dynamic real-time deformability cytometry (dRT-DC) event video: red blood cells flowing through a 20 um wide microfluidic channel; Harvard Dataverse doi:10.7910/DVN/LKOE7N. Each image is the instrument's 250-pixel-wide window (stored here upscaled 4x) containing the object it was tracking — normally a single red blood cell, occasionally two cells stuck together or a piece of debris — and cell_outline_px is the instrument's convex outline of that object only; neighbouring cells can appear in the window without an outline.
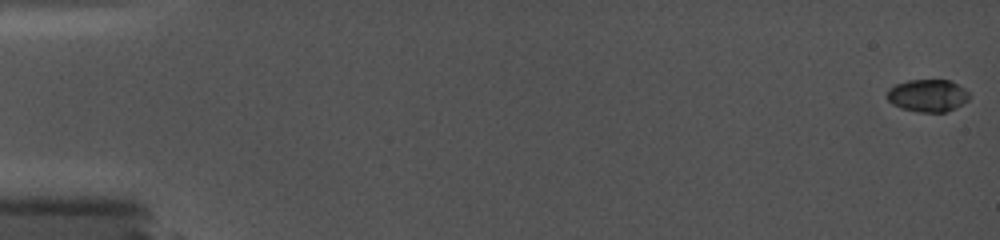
{"species": "common noctule bat (a hibernating species)", "species_latin": "Nyctalus noctula", "temperature_condition": "cold", "stored_images_in_passage": 37, "camera_frame_rate_fps": 5000, "um_per_image_px": 0.085, "animal": {"sex": "female", "body_mass_g": 19.0, "forearm_length_mm": 56.7}, "frame": {"image": 1, "passage_image": 1, "time_ms": 0.0, "image_size_px": [1000, 240], "cell_outline_px": [[968, 100], [956, 108], [944, 112], [920, 112], [900, 108], [892, 104], [888, 100], [888, 88], [896, 84], [908, 80], [948, 80], [964, 88], [968, 92]], "centroid_in_image_um": [78.84, 8.13], "position_along_channel_um": 6.2, "area_um2": 15.43}}
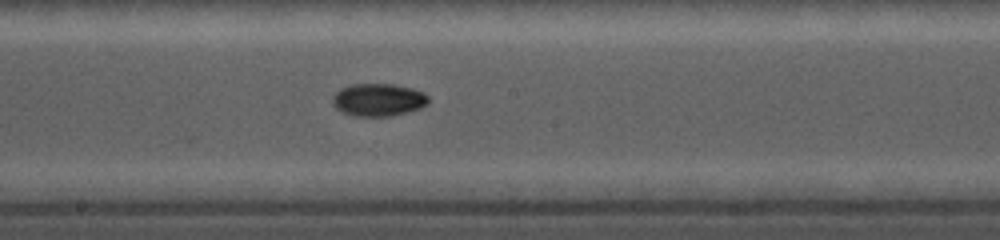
{"frame": {"image": 2, "passage_image": 21, "time_ms": 10.0, "image_size_px": [1000, 240], "cell_outline_px": [[428, 104], [420, 108], [392, 116], [352, 116], [336, 108], [332, 104], [332, 96], [340, 88], [352, 84], [392, 84], [412, 88], [424, 92], [428, 96]], "centroid_in_image_um": [32.15, 8.48], "position_along_channel_um": 216.1, "area_um2": 18.32}}
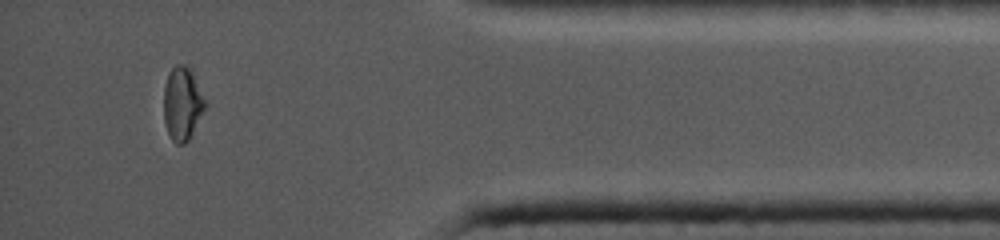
{"frame": {"image": 3, "passage_image": 35, "time_ms": 15.8, "image_size_px": [1000, 240], "cell_outline_px": [[204, 108], [188, 140], [184, 144], [176, 144], [172, 140], [168, 132], [164, 120], [164, 84], [168, 72], [176, 64], [184, 64], [192, 72], [204, 100]], "centroid_in_image_um": [15.45, 8.79], "position_along_channel_um": 419.8, "area_um2": 17.17}}